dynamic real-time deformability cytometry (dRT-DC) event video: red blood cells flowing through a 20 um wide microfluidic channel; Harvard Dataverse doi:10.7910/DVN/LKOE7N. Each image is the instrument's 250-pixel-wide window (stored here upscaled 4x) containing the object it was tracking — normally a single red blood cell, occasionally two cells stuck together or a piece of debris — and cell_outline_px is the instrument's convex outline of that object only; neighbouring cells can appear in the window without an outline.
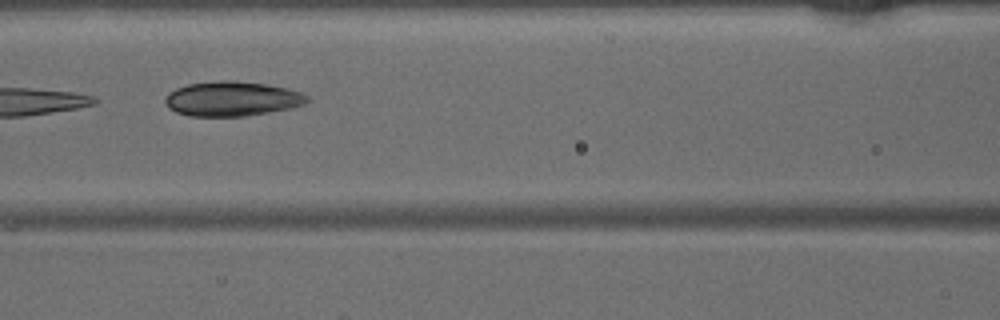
{"species": "common noctule bat (a hibernating species)", "species_latin": "Nyctalus noctula", "temperature_condition": "warm", "stored_images_in_passage": 21, "camera_frame_rate_fps": 3000, "um_per_image_px": 0.085, "animal": {"sex": "male", "body_mass_g": 15.6}, "frame": {"image": 1, "passage_image": 7, "time_ms": 2.0, "image_size_px": [1000, 320], "cell_outline_px": [[308, 100], [304, 104], [292, 108], [244, 116], [188, 116], [176, 112], [168, 108], [164, 100], [164, 96], [168, 92], [176, 88], [188, 84], [216, 80], [232, 80], [264, 84], [288, 88], [300, 92], [308, 96]], "centroid_in_image_um": [19.68, 8.39], "position_along_channel_um": 146.9, "area_um2": 28.84}}